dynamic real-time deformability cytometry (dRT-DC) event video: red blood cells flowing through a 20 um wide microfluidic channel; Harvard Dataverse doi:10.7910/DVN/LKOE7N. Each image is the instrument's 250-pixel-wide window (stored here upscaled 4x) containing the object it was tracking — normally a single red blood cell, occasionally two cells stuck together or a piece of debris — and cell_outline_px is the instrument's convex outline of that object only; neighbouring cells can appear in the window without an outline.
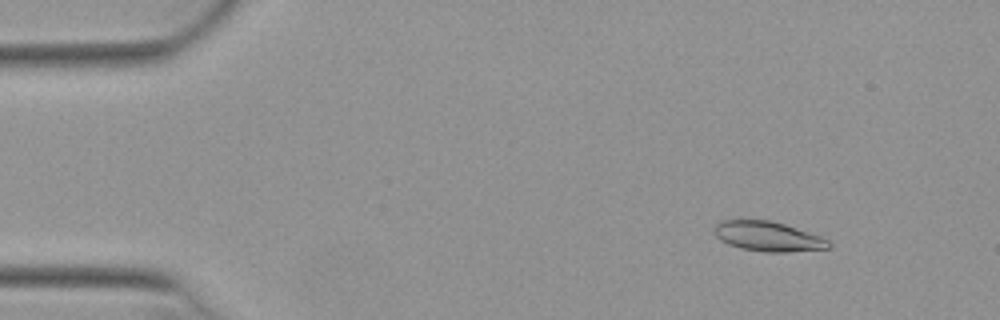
{"species": "Egyptian fruit bat (a non-hibernating species)", "species_latin": "Rousettus aegyptiacus", "temperature_condition": "warm", "stored_images_in_passage": 52, "camera_frame_rate_fps": 3000, "um_per_image_px": 0.085, "animal": {"sex": "female"}, "frame": {"image": 1, "passage_image": 6, "time_ms": 1.667, "image_size_px": [1000, 320], "cell_outline_px": [[832, 248], [788, 252], [764, 252], [740, 248], [728, 244], [720, 240], [716, 236], [716, 224], [724, 220], [768, 220], [784, 224], [820, 236], [828, 240], [832, 244]], "centroid_in_image_um": [65.31, 20.11], "position_along_channel_um": 19.7, "area_um2": 19.71}}
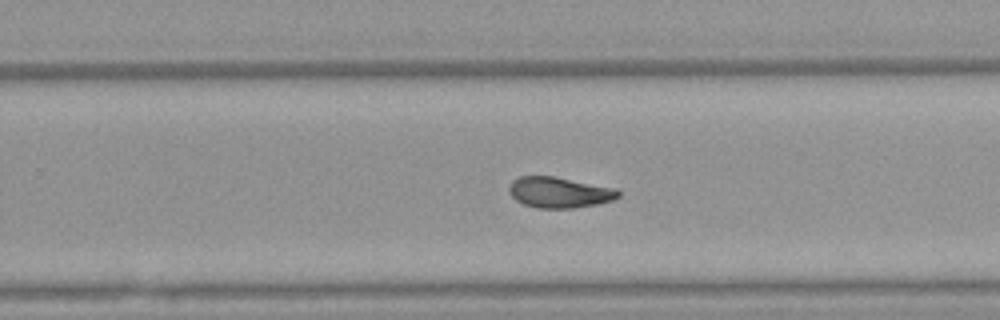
{"frame": {"image": 2, "passage_image": 33, "time_ms": 10.667, "image_size_px": [1000, 320], "cell_outline_px": [[620, 196], [612, 200], [596, 204], [572, 208], [536, 208], [524, 204], [516, 200], [508, 192], [508, 188], [512, 180], [520, 176], [556, 176], [616, 188], [620, 192]], "centroid_in_image_um": [47.53, 16.34], "position_along_channel_um": 282.3, "area_um2": 19.71}}
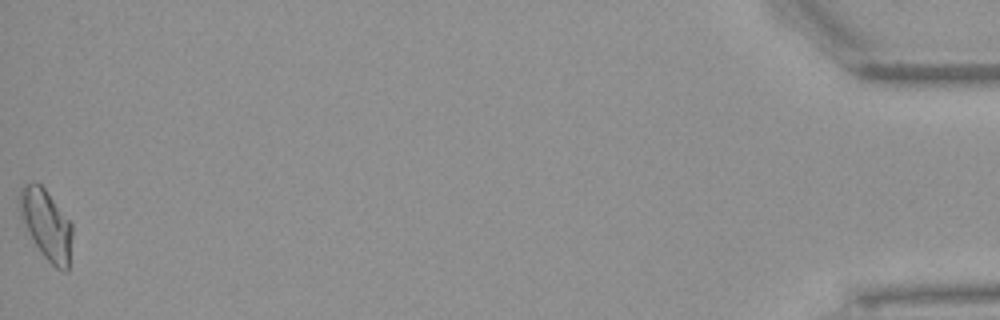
{"frame": {"image": 3, "passage_image": 52, "time_ms": 17.0, "image_size_px": [1000, 320], "cell_outline_px": [[72, 236], [68, 268], [64, 272], [56, 268], [40, 252], [20, 216], [20, 188], [24, 184], [36, 180], [44, 188], [72, 224]], "centroid_in_image_um": [3.94, 19.07], "position_along_channel_um": 431.3, "area_um2": 21.1}, "authors_computed_cell_mechanics": {"area_um2": 19.9121, "velocity_mm_per_s": 3.9434, "shape_relaxation_time_tau1_ms": 5.3959, "shape_relaxation_time_tau2_ms": 2.6481, "deformation_change_tau1": 0.1919, "deformation_change_tau2": 0.0874}}